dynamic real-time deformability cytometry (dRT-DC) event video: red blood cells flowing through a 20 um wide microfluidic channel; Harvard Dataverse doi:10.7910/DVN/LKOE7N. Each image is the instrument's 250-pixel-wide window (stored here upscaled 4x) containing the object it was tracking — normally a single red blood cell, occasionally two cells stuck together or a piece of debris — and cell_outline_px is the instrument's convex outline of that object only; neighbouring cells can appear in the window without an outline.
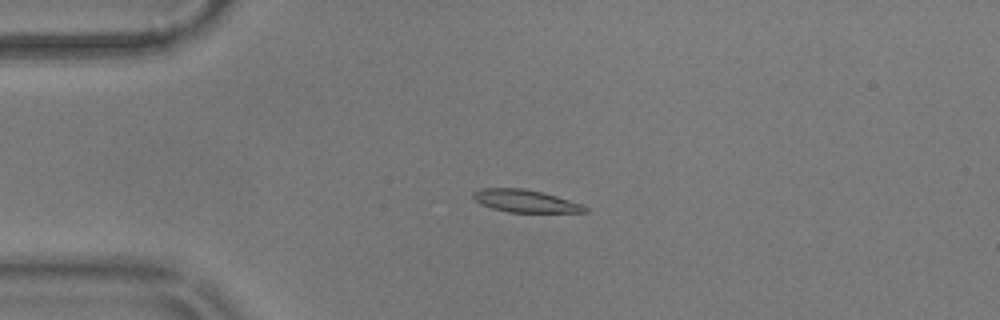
{"species": "common noctule bat (a hibernating species)", "species_latin": "Nyctalus noctula", "temperature_condition": "warm", "stored_images_in_passage": 53, "camera_frame_rate_fps": 3000, "um_per_image_px": 0.085, "animal": {"sex": "male", "body_mass_g": 17.9}, "frame": {"image": 1, "passage_image": 10, "time_ms": 3.0, "image_size_px": [1000, 320], "cell_outline_px": [[588, 212], [508, 212], [492, 208], [480, 204], [472, 196], [472, 192], [480, 188], [524, 188], [544, 192], [584, 204], [588, 208]], "centroid_in_image_um": [44.67, 17.08], "position_along_channel_um": 40.3, "area_um2": 14.85}}
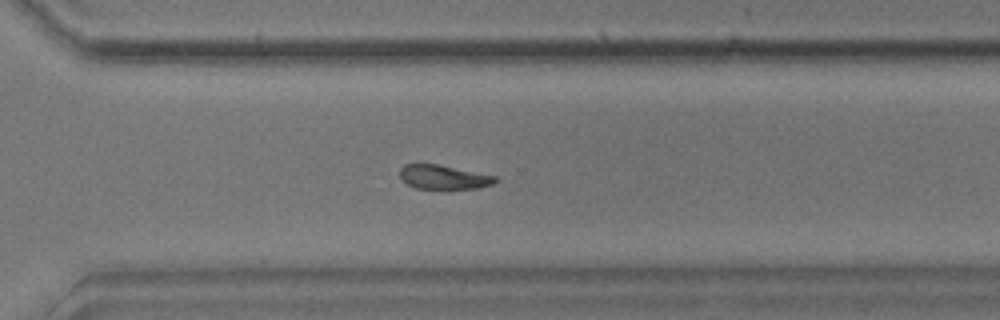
{"frame": {"image": 2, "passage_image": 37, "time_ms": 12.0, "image_size_px": [1000, 320], "cell_outline_px": [[500, 180], [492, 184], [476, 188], [416, 188], [408, 184], [400, 176], [400, 168], [404, 164], [436, 164], [496, 176]], "centroid_in_image_um": [37.71, 15.04], "position_along_channel_um": 332.9, "area_um2": 13.12}}
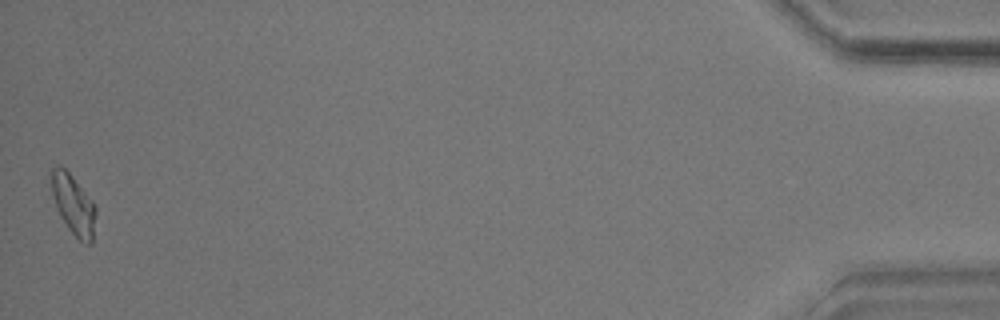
{"frame": {"image": 3, "passage_image": 53, "time_ms": 17.333, "image_size_px": [1000, 320], "cell_outline_px": [[96, 216], [92, 244], [88, 244], [80, 240], [68, 228], [60, 216], [56, 208], [52, 192], [48, 168], [56, 164], [60, 164], [72, 176], [96, 204]], "centroid_in_image_um": [6.21, 17.33], "position_along_channel_um": 429.0, "area_um2": 15.9}, "authors_computed_cell_mechanics": {"area_um2": 15.028, "velocity_mm_per_s": 3.5419, "shape_relaxation_time_tau1_ms": 6.7985, "shape_relaxation_time_tau2_ms": 5.4932, "deformation_change_tau1": 0.1505, "deformation_change_tau2": 0.1239}}